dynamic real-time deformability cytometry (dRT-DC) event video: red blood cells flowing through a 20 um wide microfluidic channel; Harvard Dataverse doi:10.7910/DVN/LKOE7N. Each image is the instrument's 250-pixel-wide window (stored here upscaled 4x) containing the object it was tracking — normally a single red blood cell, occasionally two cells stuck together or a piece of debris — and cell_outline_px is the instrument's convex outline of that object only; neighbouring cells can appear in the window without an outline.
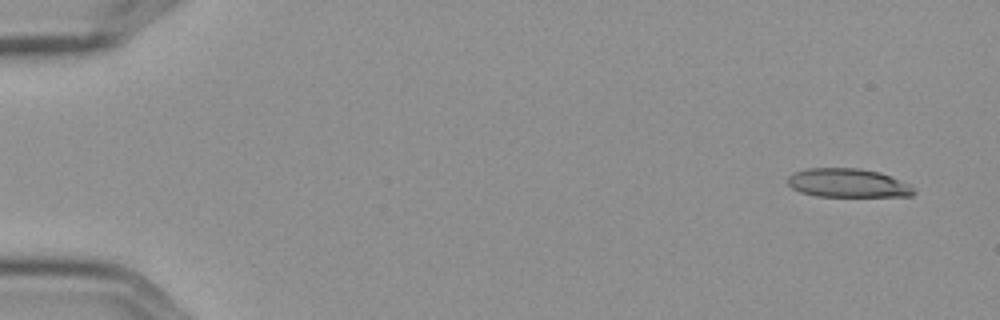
{"species": "Egyptian fruit bat (a non-hibernating species)", "species_latin": "Rousettus aegyptiacus", "temperature_condition": "cold", "stored_images_in_passage": 4, "camera_frame_rate_fps": 3000, "um_per_image_px": 0.085, "frame": {"image": 1, "passage_image": 1, "time_ms": 0.0, "image_size_px": [1000, 320], "cell_outline_px": [[916, 192], [912, 196], [816, 196], [800, 192], [792, 188], [788, 184], [788, 176], [796, 172], [808, 168], [860, 168], [880, 172], [908, 184]], "centroid_in_image_um": [72.05, 15.56], "position_along_channel_um": 13.0, "area_um2": 20.98}}